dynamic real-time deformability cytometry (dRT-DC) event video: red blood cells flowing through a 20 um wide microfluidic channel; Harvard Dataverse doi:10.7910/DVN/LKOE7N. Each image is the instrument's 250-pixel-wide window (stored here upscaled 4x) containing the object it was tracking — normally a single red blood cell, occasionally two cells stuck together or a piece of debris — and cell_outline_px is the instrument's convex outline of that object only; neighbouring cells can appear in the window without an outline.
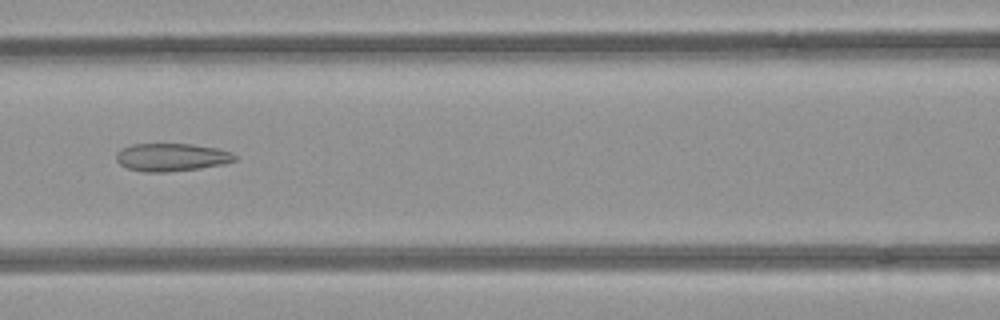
{"species": "common noctule bat (a hibernating species)", "species_latin": "Nyctalus noctula", "temperature_condition": "room temperature", "stored_images_in_passage": 51, "camera_frame_rate_fps": 3000, "um_per_image_px": 0.085, "animal": {"sex": "female", "body_mass_g": 21.9}, "frame": {"image": 1, "passage_image": 22, "time_ms": 7.0, "image_size_px": [1000, 320], "cell_outline_px": [[236, 160], [224, 164], [200, 168], [168, 172], [144, 172], [128, 168], [120, 164], [116, 160], [116, 152], [120, 148], [132, 144], [192, 144], [216, 148], [232, 152], [236, 156]], "centroid_in_image_um": [14.56, 13.36], "position_along_channel_um": 152.0, "area_um2": 19.36}}
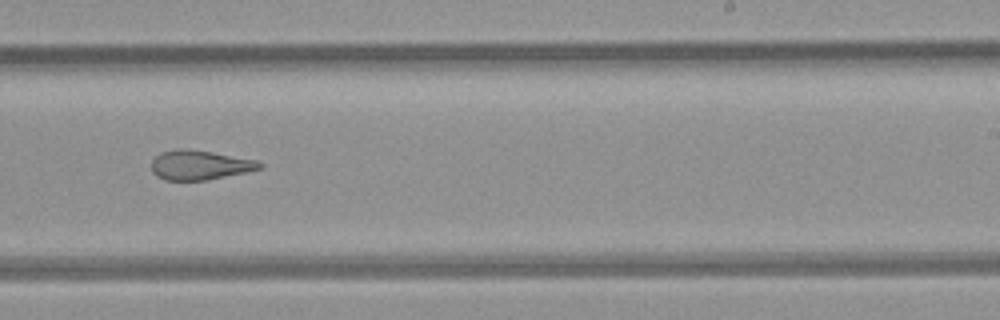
{"frame": {"image": 2, "passage_image": 31, "time_ms": 10.0, "image_size_px": [1000, 320], "cell_outline_px": [[264, 164], [260, 168], [248, 172], [208, 180], [164, 180], [156, 176], [152, 172], [152, 160], [160, 152], [180, 148], [184, 148], [212, 152], [256, 160]], "centroid_in_image_um": [16.96, 14.03], "position_along_channel_um": 272.0, "area_um2": 18.67}}
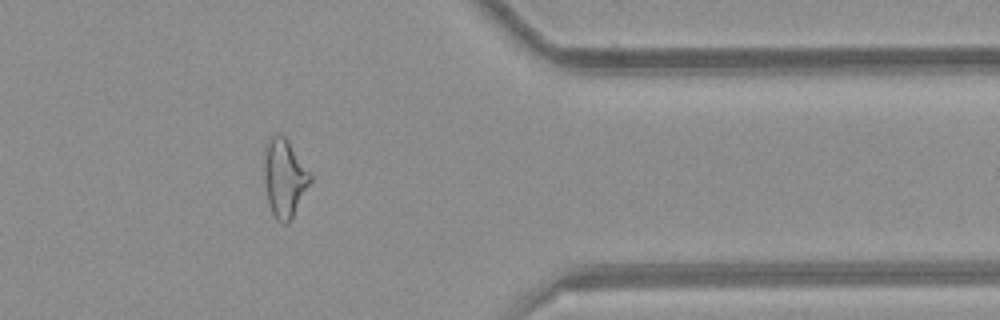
{"frame": {"image": 3, "passage_image": 41, "time_ms": 13.333, "image_size_px": [1000, 320], "cell_outline_px": [[312, 180], [288, 224], [280, 224], [276, 220], [272, 212], [268, 200], [264, 180], [264, 148], [268, 136], [276, 132], [284, 136], [288, 140], [312, 176]], "centroid_in_image_um": [24.15, 15.09], "position_along_channel_um": 387.3, "area_um2": 21.1}, "authors_computed_cell_mechanics": {"area_um2": 21.5594, "velocity_mm_per_s": 4.012, "shape_relaxation_time_tau1_ms": null, "shape_relaxation_time_tau2_ms": 2.5235, "deformation_change_tau1": null, "deformation_change_tau2": 0.118}}